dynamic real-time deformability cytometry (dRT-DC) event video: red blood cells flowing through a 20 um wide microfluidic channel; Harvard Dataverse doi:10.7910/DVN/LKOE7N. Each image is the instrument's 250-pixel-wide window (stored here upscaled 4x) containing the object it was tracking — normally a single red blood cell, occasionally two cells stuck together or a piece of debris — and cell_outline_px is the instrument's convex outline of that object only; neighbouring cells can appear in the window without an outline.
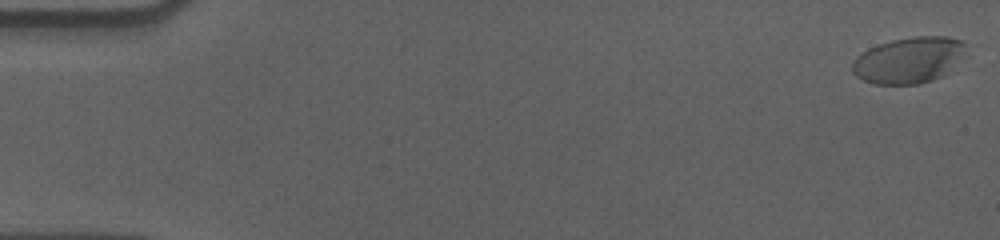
{"species": "human", "species_latin": "Homo sapiens", "temperature_condition": "cold", "stored_images_in_passage": 58, "camera_frame_rate_fps": 3000, "um_per_image_px": 0.085, "donor": {"sex": "male"}, "frame": {"image": 1, "passage_image": 1, "time_ms": 0.0, "image_size_px": [1000, 240], "cell_outline_px": [[968, 44], [944, 76], [920, 84], [876, 84], [864, 80], [856, 76], [852, 72], [852, 64], [856, 56], [868, 48], [892, 40], [916, 36], [948, 36], [960, 40]], "centroid_in_image_um": [77.2, 5.11], "position_along_channel_um": 7.8, "area_um2": 30.23}}
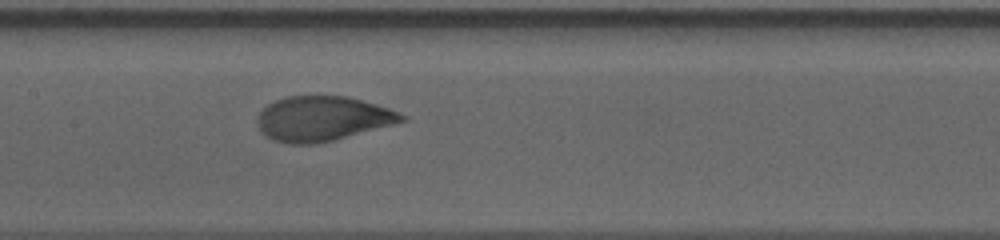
{"frame": {"image": 2, "passage_image": 29, "time_ms": 9.333, "image_size_px": [1000, 240], "cell_outline_px": [[408, 120], [332, 140], [316, 144], [288, 144], [272, 140], [264, 136], [260, 132], [256, 124], [256, 116], [268, 104], [276, 100], [288, 96], [348, 96], [376, 104], [400, 112], [408, 116]], "centroid_in_image_um": [27.37, 10.09], "position_along_channel_um": 180.0, "area_um2": 37.8}}
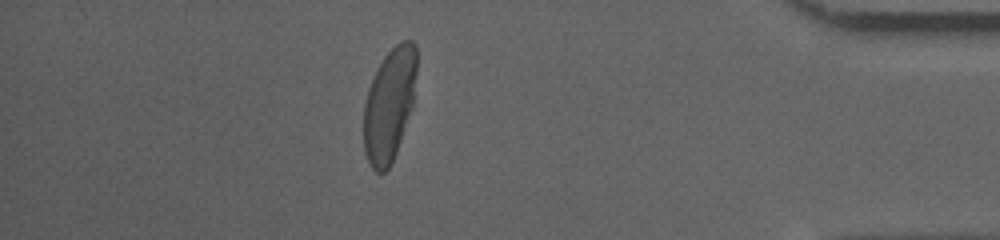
{"frame": {"image": 3, "passage_image": 51, "time_ms": 16.667, "image_size_px": [1000, 240], "cell_outline_px": [[416, 72], [412, 108], [396, 152], [388, 168], [384, 172], [376, 172], [372, 168], [364, 152], [364, 104], [368, 88], [384, 56], [396, 44], [404, 40], [412, 40], [416, 44]], "centroid_in_image_um": [33.09, 8.88], "position_along_channel_um": 402.1, "area_um2": 34.51}, "authors_computed_cell_mechanics": {"area_um2": 36.0094, "velocity_mm_per_s": 3.5701, "shape_relaxation_time_tau1_ms": 3.9584, "shape_relaxation_time_tau2_ms": null, "deformation_change_tau1": 0.1797, "deformation_change_tau2": null}}